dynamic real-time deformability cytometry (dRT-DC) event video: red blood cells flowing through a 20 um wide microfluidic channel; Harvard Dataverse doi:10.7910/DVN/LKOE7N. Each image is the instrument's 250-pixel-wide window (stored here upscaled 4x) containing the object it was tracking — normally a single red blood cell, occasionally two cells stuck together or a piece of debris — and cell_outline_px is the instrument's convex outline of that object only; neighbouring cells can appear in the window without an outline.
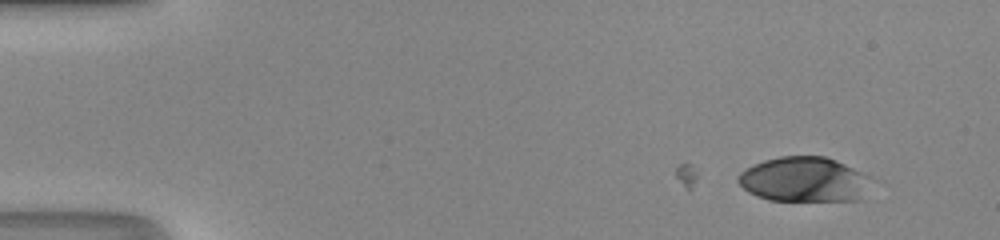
{"species": "human", "species_latin": "Homo sapiens", "temperature_condition": "room temperature", "stored_images_in_passage": 4, "camera_frame_rate_fps": 3000, "um_per_image_px": 0.085, "donor": {"sex": "male"}, "frame": {"image": 1, "passage_image": 4, "time_ms": 1.0, "image_size_px": [1000, 240], "cell_outline_px": [[880, 180], [860, 200], [768, 200], [756, 196], [748, 192], [736, 180], [736, 176], [744, 168], [752, 164], [764, 160], [780, 156], [824, 156], [836, 160], [872, 176]], "centroid_in_image_um": [68.45, 15.25], "position_along_channel_um": 16.6, "area_um2": 35.78}}